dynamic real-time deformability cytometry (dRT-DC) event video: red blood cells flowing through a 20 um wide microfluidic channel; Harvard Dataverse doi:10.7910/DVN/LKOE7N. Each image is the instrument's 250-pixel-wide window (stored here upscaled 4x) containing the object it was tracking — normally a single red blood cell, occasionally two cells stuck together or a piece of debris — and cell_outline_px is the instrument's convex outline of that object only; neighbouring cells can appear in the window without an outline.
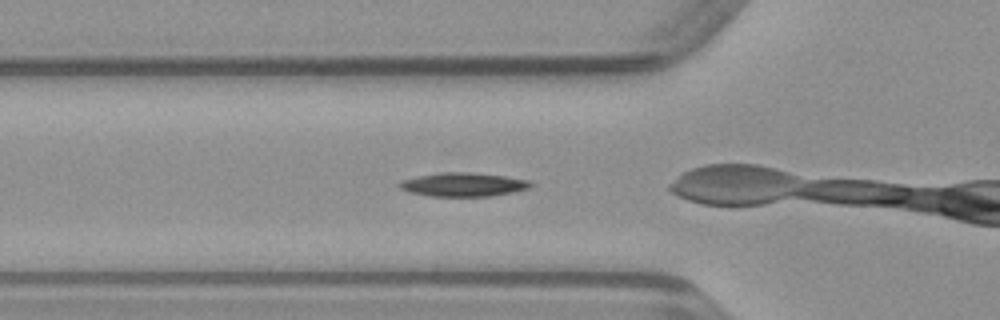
{"species": "common noctule bat (a hibernating species)", "species_latin": "Nyctalus noctula", "temperature_condition": "warm", "stored_images_in_passage": 12, "camera_frame_rate_fps": 3000, "um_per_image_px": 0.085, "animal": {"sex": "male", "body_mass_g": 23.1, "forearm_length_mm": 52.7}, "frame": {"image": 1, "passage_image": 9, "time_ms": 2.667, "image_size_px": [1000, 320], "cell_outline_px": [[536, 184], [528, 188], [512, 192], [492, 196], [428, 196], [412, 192], [400, 188], [396, 184], [400, 180], [416, 176], [444, 172], [468, 172], [504, 176], [528, 180]], "centroid_in_image_um": [39.36, 15.68], "position_along_channel_um": 86.4, "area_um2": 18.15}}